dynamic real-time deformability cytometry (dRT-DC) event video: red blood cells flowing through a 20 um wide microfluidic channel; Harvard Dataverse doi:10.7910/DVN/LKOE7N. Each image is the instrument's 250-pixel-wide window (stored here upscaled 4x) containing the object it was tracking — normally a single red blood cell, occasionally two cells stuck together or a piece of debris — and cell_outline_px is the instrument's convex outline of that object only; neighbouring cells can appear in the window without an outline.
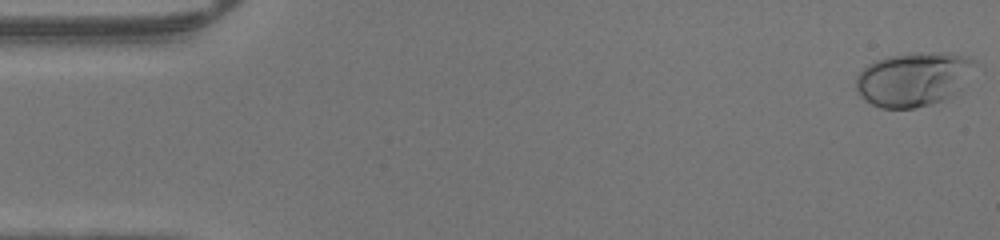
{"species": "human", "species_latin": "Homo sapiens", "temperature_condition": "warm", "stored_images_in_passage": 48, "camera_frame_rate_fps": 3000, "um_per_image_px": 0.085, "donor": {"sex": "male"}, "frame": {"image": 1, "passage_image": 1, "time_ms": 0.0, "image_size_px": [1000, 240], "cell_outline_px": [[976, 60], [948, 96], [932, 104], [916, 108], [880, 108], [872, 104], [860, 96], [856, 88], [856, 76], [868, 64], [876, 60], [888, 56], [912, 52], [948, 52], [964, 56]], "centroid_in_image_um": [77.49, 6.7], "position_along_channel_um": 7.5, "area_um2": 36.3}}
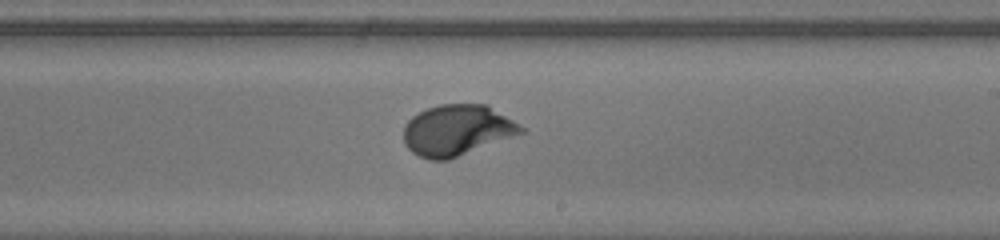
{"frame": {"image": 2, "passage_image": 28, "time_ms": 9.0, "image_size_px": [1000, 240], "cell_outline_px": [[528, 132], [448, 160], [428, 160], [412, 152], [404, 144], [404, 124], [412, 116], [428, 108], [440, 104], [488, 104], [528, 128]], "centroid_in_image_um": [38.92, 11.07], "position_along_channel_um": 250.1, "area_um2": 35.43}}
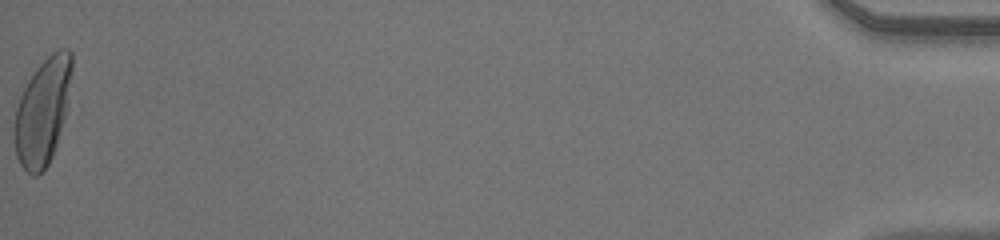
{"frame": {"image": 3, "passage_image": 48, "time_ms": 15.667, "image_size_px": [1000, 240], "cell_outline_px": [[72, 72], [68, 108], [52, 156], [48, 164], [36, 176], [32, 176], [20, 164], [16, 156], [12, 132], [12, 128], [16, 108], [20, 96], [28, 80], [36, 68], [52, 52], [60, 48], [68, 48], [72, 52]], "centroid_in_image_um": [3.62, 9.45], "position_along_channel_um": 431.6, "area_um2": 36.07}}